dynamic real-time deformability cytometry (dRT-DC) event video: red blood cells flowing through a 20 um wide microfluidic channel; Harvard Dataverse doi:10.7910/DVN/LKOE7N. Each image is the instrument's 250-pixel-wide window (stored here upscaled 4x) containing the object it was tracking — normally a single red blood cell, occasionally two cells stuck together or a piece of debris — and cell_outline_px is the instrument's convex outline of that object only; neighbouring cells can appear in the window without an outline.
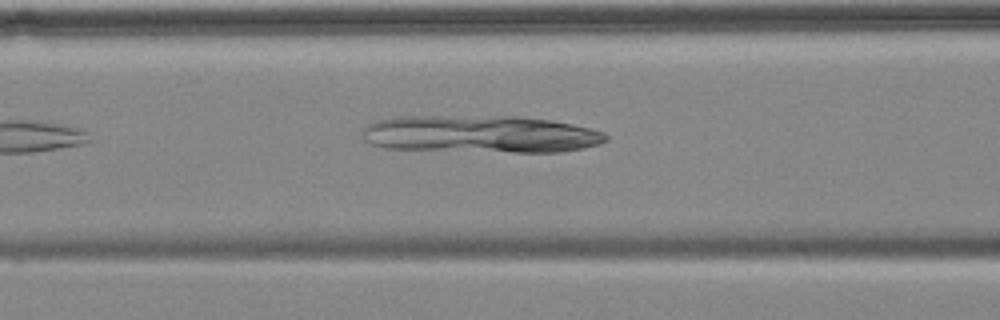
{"species": "common noctule bat (a hibernating species)", "species_latin": "Nyctalus noctula", "temperature_condition": "cold", "stored_images_in_passage": 8, "segment_of_instrument_passage": [2, 2], "camera_frame_rate_fps": 3000, "um_per_image_px": 0.085, "animal": {"sex": "female", "body_mass_g": 18.4}, "frame": {"image": 1, "passage_image": 8, "time_ms": 11.0, "image_size_px": [1000, 320], "cell_outline_px": [[608, 140], [600, 144], [584, 148], [560, 152], [512, 152], [384, 148], [372, 144], [364, 140], [364, 128], [368, 124], [376, 120], [392, 116], [516, 116], [548, 120], [572, 124], [592, 128], [604, 132], [608, 136]], "centroid_in_image_um": [40.86, 11.39], "position_along_channel_um": 125.7, "area_um2": 53.35}}